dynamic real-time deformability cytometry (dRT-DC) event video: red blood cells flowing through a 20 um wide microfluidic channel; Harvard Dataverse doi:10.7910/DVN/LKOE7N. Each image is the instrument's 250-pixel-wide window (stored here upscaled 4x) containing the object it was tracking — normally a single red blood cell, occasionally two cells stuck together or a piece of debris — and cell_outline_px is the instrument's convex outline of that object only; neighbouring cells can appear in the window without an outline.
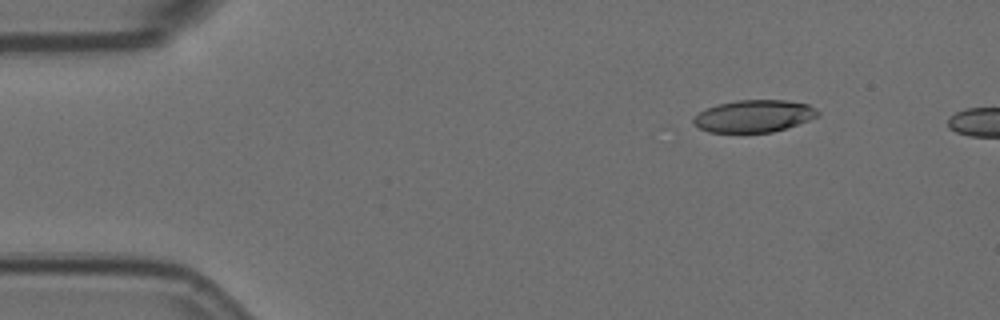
{"species": "Egyptian fruit bat (a non-hibernating species)", "species_latin": "Rousettus aegyptiacus", "temperature_condition": "room temperature", "stored_images_in_passage": 4, "camera_frame_rate_fps": 3000, "um_per_image_px": 0.085, "animal": {"sex": "female"}, "frame": {"image": 1, "passage_image": 1, "time_ms": 0.0, "image_size_px": [1000, 320], "cell_outline_px": [[820, 116], [772, 132], [708, 132], [692, 124], [692, 120], [700, 112], [716, 104], [736, 100], [788, 100], [808, 104], [816, 108], [820, 112]], "centroid_in_image_um": [64.09, 9.85], "position_along_channel_um": 20.9, "area_um2": 23.29}}